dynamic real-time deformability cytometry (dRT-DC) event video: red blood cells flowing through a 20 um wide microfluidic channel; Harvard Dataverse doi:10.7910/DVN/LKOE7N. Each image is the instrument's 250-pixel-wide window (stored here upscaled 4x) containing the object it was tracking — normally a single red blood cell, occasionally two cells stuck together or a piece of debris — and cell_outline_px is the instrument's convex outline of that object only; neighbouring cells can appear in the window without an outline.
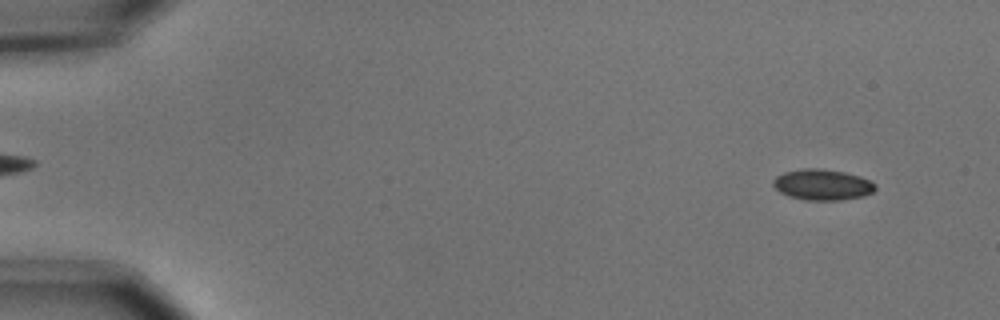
{"species": "common noctule bat (a hibernating species)", "species_latin": "Nyctalus noctula", "temperature_condition": "cold", "stored_images_in_passage": 5, "camera_frame_rate_fps": 3000, "um_per_image_px": 0.085, "animal": {"sex": "male", "body_mass_g": 15.6}, "frame": {"image": 1, "passage_image": 1, "time_ms": 0.0, "image_size_px": [1000, 320], "cell_outline_px": [[876, 188], [872, 192], [864, 196], [840, 200], [804, 200], [788, 196], [780, 192], [772, 184], [772, 180], [776, 176], [784, 172], [800, 168], [820, 168], [844, 172], [860, 176], [872, 180], [876, 184]], "centroid_in_image_um": [69.9, 15.69], "position_along_channel_um": 15.1, "area_um2": 18.61}}
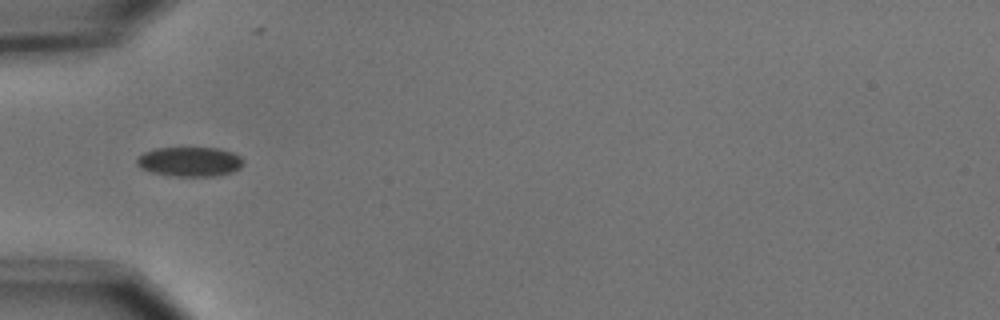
{"frame": {"image": 2, "passage_image": 5, "time_ms": 1.333, "image_size_px": [1000, 320], "cell_outline_px": [[244, 164], [240, 168], [232, 172], [216, 176], [168, 176], [152, 172], [140, 168], [136, 164], [136, 160], [144, 152], [156, 148], [216, 148], [232, 152], [240, 156], [244, 160]], "centroid_in_image_um": [16.14, 13.75], "position_along_channel_um": 68.9, "area_um2": 18.44}}